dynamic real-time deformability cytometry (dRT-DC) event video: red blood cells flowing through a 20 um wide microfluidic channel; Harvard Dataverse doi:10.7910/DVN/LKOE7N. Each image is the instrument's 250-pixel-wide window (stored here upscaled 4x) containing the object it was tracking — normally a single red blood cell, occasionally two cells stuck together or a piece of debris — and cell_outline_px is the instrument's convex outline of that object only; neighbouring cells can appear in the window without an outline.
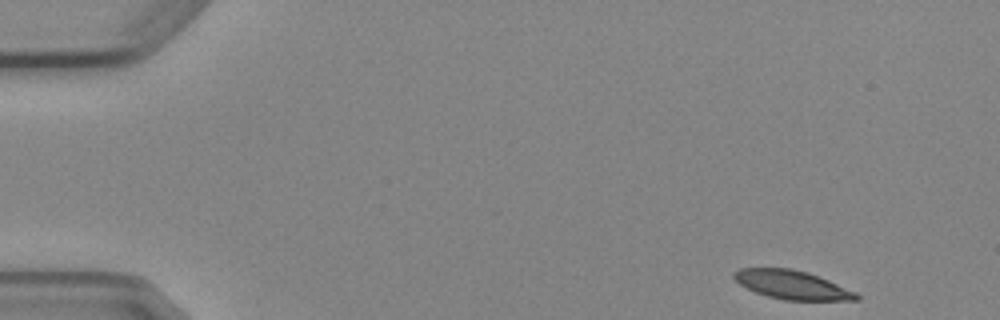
{"species": "Egyptian fruit bat (a non-hibernating species)", "species_latin": "Rousettus aegyptiacus", "temperature_condition": "cold", "stored_images_in_passage": 4, "camera_frame_rate_fps": 3000, "um_per_image_px": 0.085, "animal": {"sex": "female"}, "frame": {"image": 1, "passage_image": 1, "time_ms": 0.0, "image_size_px": [1000, 320], "cell_outline_px": [[860, 300], [784, 300], [768, 296], [756, 292], [740, 284], [732, 276], [732, 272], [740, 268], [792, 268], [808, 272], [828, 280], [856, 292], [860, 296]], "centroid_in_image_um": [67.32, 24.2], "position_along_channel_um": 17.7, "area_um2": 20.4}}
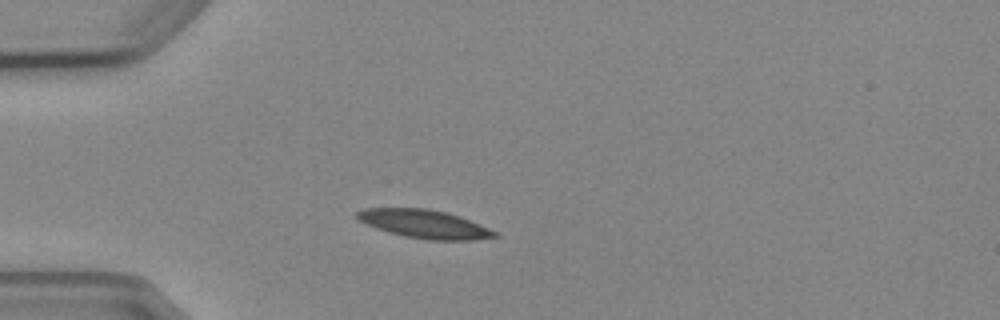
{"frame": {"image": 2, "passage_image": 4, "time_ms": 3.333, "image_size_px": [1000, 320], "cell_outline_px": [[500, 236], [472, 240], [428, 240], [404, 236], [388, 232], [376, 228], [360, 220], [356, 216], [356, 212], [364, 208], [428, 208], [460, 216], [488, 228], [496, 232]], "centroid_in_image_um": [36.07, 19.04], "position_along_channel_um": 48.9, "area_um2": 22.6}}